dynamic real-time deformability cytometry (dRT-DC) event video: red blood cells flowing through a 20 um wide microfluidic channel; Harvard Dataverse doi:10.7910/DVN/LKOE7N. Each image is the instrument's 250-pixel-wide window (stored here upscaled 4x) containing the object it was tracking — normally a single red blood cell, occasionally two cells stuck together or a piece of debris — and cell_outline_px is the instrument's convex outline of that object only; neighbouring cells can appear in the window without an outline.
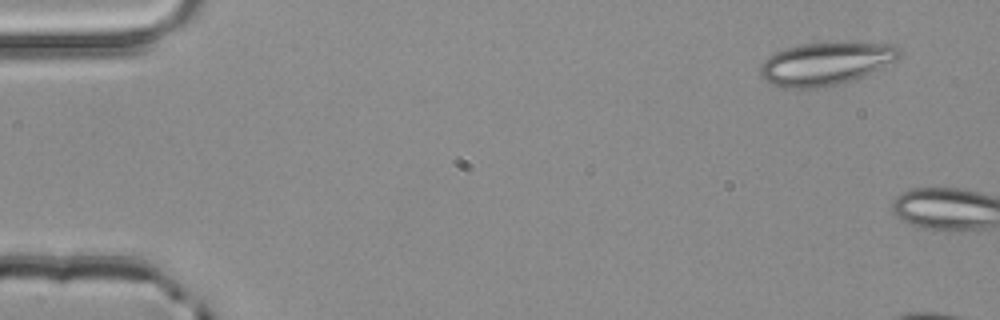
{"species": "common noctule bat (a hibernating species)", "species_latin": "Nyctalus noctula", "temperature_condition": "room temperature", "stored_images_in_passage": 2, "camera_frame_rate_fps": 3000, "um_per_image_px": 0.085, "animal": {"sex": "male", "body_mass_g": 20.4}, "frame": {"image": 1, "passage_image": 1, "time_ms": 0.0, "image_size_px": [1000, 320], "cell_outline_px": [[900, 56], [896, 60], [856, 80], [840, 84], [812, 88], [780, 88], [768, 84], [760, 76], [760, 64], [768, 56], [784, 48], [800, 44], [836, 40], [896, 44], [900, 48]], "centroid_in_image_um": [70.19, 5.38], "position_along_channel_um": 14.8, "area_um2": 35.95}}